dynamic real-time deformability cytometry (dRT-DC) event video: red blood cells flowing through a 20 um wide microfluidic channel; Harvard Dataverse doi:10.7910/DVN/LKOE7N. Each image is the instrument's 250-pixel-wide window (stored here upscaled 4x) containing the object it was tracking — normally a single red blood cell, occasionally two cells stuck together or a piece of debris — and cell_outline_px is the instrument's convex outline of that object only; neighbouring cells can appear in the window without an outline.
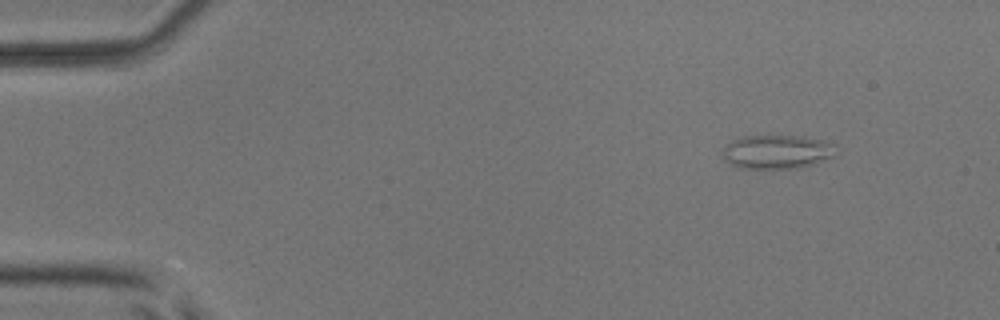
{"species": "common noctule bat (a hibernating species)", "species_latin": "Nyctalus noctula", "temperature_condition": "room temperature", "stored_images_in_passage": 47, "camera_frame_rate_fps": 3000, "um_per_image_px": 0.085, "animal": {"sex": "male", "body_mass_g": 17.9, "forearm_length_mm": 54.2}, "frame": {"image": 1, "passage_image": 1, "time_ms": 0.0, "image_size_px": [1000, 320], "cell_outline_px": [[840, 152], [836, 156], [800, 168], [740, 168], [724, 160], [720, 152], [732, 140], [744, 136], [804, 136], [828, 140], [836, 144]], "centroid_in_image_um": [66.13, 12.89], "position_along_channel_um": 18.9, "area_um2": 22.89}}
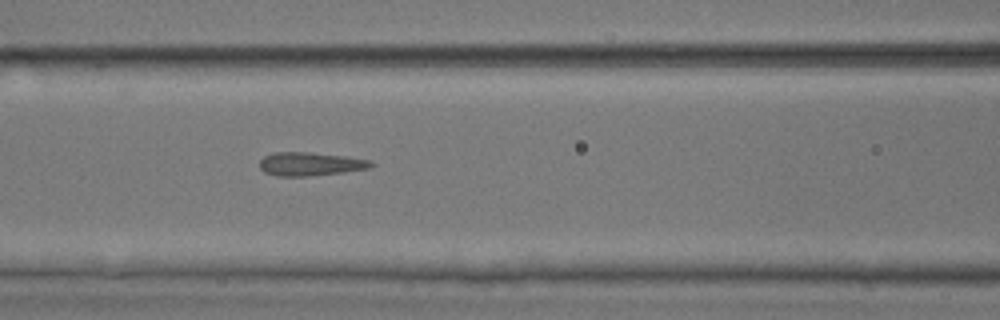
{"frame": {"image": 2, "passage_image": 18, "time_ms": 5.667, "image_size_px": [1000, 320], "cell_outline_px": [[376, 164], [368, 168], [344, 172], [308, 176], [276, 176], [264, 172], [260, 168], [260, 160], [264, 156], [276, 152], [308, 152], [348, 156], [368, 160]], "centroid_in_image_um": [26.37, 13.93], "position_along_channel_um": 140.2, "area_um2": 15.26}}
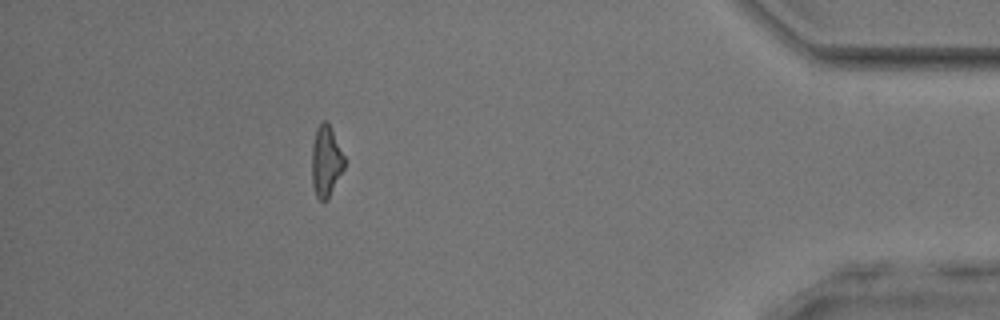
{"frame": {"image": 3, "passage_image": 42, "time_ms": 13.667, "image_size_px": [1000, 320], "cell_outline_px": [[344, 168], [328, 200], [324, 204], [316, 196], [312, 184], [312, 144], [316, 128], [324, 120], [328, 120], [344, 156]], "centroid_in_image_um": [27.7, 13.72], "position_along_channel_um": 407.5, "area_um2": 13.64}, "authors_computed_cell_mechanics": {"area_um2": 14.6812, "velocity_mm_per_s": 3.9499, "shape_relaxation_time_tau1_ms": null, "shape_relaxation_time_tau2_ms": 2.0424, "deformation_change_tau1": null, "deformation_change_tau2": 0.0817}}